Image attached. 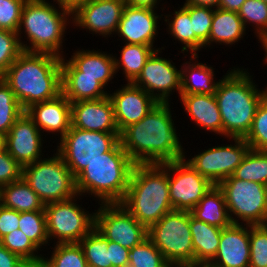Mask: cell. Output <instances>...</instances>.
<instances>
[{
    "instance_id": "cb8c5ba5",
    "label": "cell",
    "mask_w": 267,
    "mask_h": 267,
    "mask_svg": "<svg viewBox=\"0 0 267 267\" xmlns=\"http://www.w3.org/2000/svg\"><path fill=\"white\" fill-rule=\"evenodd\" d=\"M184 110L200 129L223 136V122L214 94H180Z\"/></svg>"
},
{
    "instance_id": "7bdbcfd3",
    "label": "cell",
    "mask_w": 267,
    "mask_h": 267,
    "mask_svg": "<svg viewBox=\"0 0 267 267\" xmlns=\"http://www.w3.org/2000/svg\"><path fill=\"white\" fill-rule=\"evenodd\" d=\"M190 14L192 30L195 36L208 47V38L211 30L214 9L210 7L182 5Z\"/></svg>"
},
{
    "instance_id": "816d5d0a",
    "label": "cell",
    "mask_w": 267,
    "mask_h": 267,
    "mask_svg": "<svg viewBox=\"0 0 267 267\" xmlns=\"http://www.w3.org/2000/svg\"><path fill=\"white\" fill-rule=\"evenodd\" d=\"M246 0H220L219 8L226 11L238 12Z\"/></svg>"
},
{
    "instance_id": "60d3db41",
    "label": "cell",
    "mask_w": 267,
    "mask_h": 267,
    "mask_svg": "<svg viewBox=\"0 0 267 267\" xmlns=\"http://www.w3.org/2000/svg\"><path fill=\"white\" fill-rule=\"evenodd\" d=\"M250 149L267 151V97L259 103L251 130L244 138Z\"/></svg>"
},
{
    "instance_id": "9f6ffc18",
    "label": "cell",
    "mask_w": 267,
    "mask_h": 267,
    "mask_svg": "<svg viewBox=\"0 0 267 267\" xmlns=\"http://www.w3.org/2000/svg\"><path fill=\"white\" fill-rule=\"evenodd\" d=\"M181 267H212L209 264H193V265H186Z\"/></svg>"
},
{
    "instance_id": "11a10c76",
    "label": "cell",
    "mask_w": 267,
    "mask_h": 267,
    "mask_svg": "<svg viewBox=\"0 0 267 267\" xmlns=\"http://www.w3.org/2000/svg\"><path fill=\"white\" fill-rule=\"evenodd\" d=\"M5 150V136L0 134V153Z\"/></svg>"
},
{
    "instance_id": "5bb4252c",
    "label": "cell",
    "mask_w": 267,
    "mask_h": 267,
    "mask_svg": "<svg viewBox=\"0 0 267 267\" xmlns=\"http://www.w3.org/2000/svg\"><path fill=\"white\" fill-rule=\"evenodd\" d=\"M234 144L219 145L194 155L186 160L200 175L213 185L233 175L250 149L244 138H228Z\"/></svg>"
},
{
    "instance_id": "f546056e",
    "label": "cell",
    "mask_w": 267,
    "mask_h": 267,
    "mask_svg": "<svg viewBox=\"0 0 267 267\" xmlns=\"http://www.w3.org/2000/svg\"><path fill=\"white\" fill-rule=\"evenodd\" d=\"M172 15H174V17ZM172 15H164V21L166 23L168 22V34L172 35L174 40L177 39L182 45L184 44V46H181V53L187 52L188 54V51H190L189 53H191V55L198 54L197 51L204 48V44L195 36L192 30V21L189 12L182 6L179 10H175ZM169 17L173 19L171 20Z\"/></svg>"
},
{
    "instance_id": "7a4b0ae2",
    "label": "cell",
    "mask_w": 267,
    "mask_h": 267,
    "mask_svg": "<svg viewBox=\"0 0 267 267\" xmlns=\"http://www.w3.org/2000/svg\"><path fill=\"white\" fill-rule=\"evenodd\" d=\"M0 77L24 111L62 94L61 57L50 53L23 51Z\"/></svg>"
},
{
    "instance_id": "8992f818",
    "label": "cell",
    "mask_w": 267,
    "mask_h": 267,
    "mask_svg": "<svg viewBox=\"0 0 267 267\" xmlns=\"http://www.w3.org/2000/svg\"><path fill=\"white\" fill-rule=\"evenodd\" d=\"M69 20L72 21L71 13L60 7L57 8L47 0L26 1L17 31L23 51L50 53L64 57L62 44ZM22 30L27 35L30 45L27 41L22 42Z\"/></svg>"
},
{
    "instance_id": "c3c4849f",
    "label": "cell",
    "mask_w": 267,
    "mask_h": 267,
    "mask_svg": "<svg viewBox=\"0 0 267 267\" xmlns=\"http://www.w3.org/2000/svg\"><path fill=\"white\" fill-rule=\"evenodd\" d=\"M107 249H109V262L112 263V267H128L130 249L110 240H108Z\"/></svg>"
},
{
    "instance_id": "8fae6325",
    "label": "cell",
    "mask_w": 267,
    "mask_h": 267,
    "mask_svg": "<svg viewBox=\"0 0 267 267\" xmlns=\"http://www.w3.org/2000/svg\"><path fill=\"white\" fill-rule=\"evenodd\" d=\"M80 197L77 194L70 199L45 205L49 241L53 238L57 239V244L78 243L95 227V212L90 214L77 204Z\"/></svg>"
},
{
    "instance_id": "ee69618b",
    "label": "cell",
    "mask_w": 267,
    "mask_h": 267,
    "mask_svg": "<svg viewBox=\"0 0 267 267\" xmlns=\"http://www.w3.org/2000/svg\"><path fill=\"white\" fill-rule=\"evenodd\" d=\"M23 52L18 34L0 29V76Z\"/></svg>"
},
{
    "instance_id": "4fadbf2b",
    "label": "cell",
    "mask_w": 267,
    "mask_h": 267,
    "mask_svg": "<svg viewBox=\"0 0 267 267\" xmlns=\"http://www.w3.org/2000/svg\"><path fill=\"white\" fill-rule=\"evenodd\" d=\"M95 228L106 239L128 249L148 237L147 228L121 203L100 204L95 212Z\"/></svg>"
},
{
    "instance_id": "681fc988",
    "label": "cell",
    "mask_w": 267,
    "mask_h": 267,
    "mask_svg": "<svg viewBox=\"0 0 267 267\" xmlns=\"http://www.w3.org/2000/svg\"><path fill=\"white\" fill-rule=\"evenodd\" d=\"M18 255L10 252L0 242V267H28Z\"/></svg>"
},
{
    "instance_id": "7dc6e473",
    "label": "cell",
    "mask_w": 267,
    "mask_h": 267,
    "mask_svg": "<svg viewBox=\"0 0 267 267\" xmlns=\"http://www.w3.org/2000/svg\"><path fill=\"white\" fill-rule=\"evenodd\" d=\"M20 212L0 204V239L6 234L19 229Z\"/></svg>"
},
{
    "instance_id": "4316f807",
    "label": "cell",
    "mask_w": 267,
    "mask_h": 267,
    "mask_svg": "<svg viewBox=\"0 0 267 267\" xmlns=\"http://www.w3.org/2000/svg\"><path fill=\"white\" fill-rule=\"evenodd\" d=\"M190 212L194 218L211 226L226 228L232 224L224 194L218 185L211 187Z\"/></svg>"
},
{
    "instance_id": "1f68e13d",
    "label": "cell",
    "mask_w": 267,
    "mask_h": 267,
    "mask_svg": "<svg viewBox=\"0 0 267 267\" xmlns=\"http://www.w3.org/2000/svg\"><path fill=\"white\" fill-rule=\"evenodd\" d=\"M155 48L148 45L125 43L120 51L121 57L117 59L114 56L116 73L122 67L120 70H123L126 81L132 83L141 73L147 59L157 50Z\"/></svg>"
},
{
    "instance_id": "484cf974",
    "label": "cell",
    "mask_w": 267,
    "mask_h": 267,
    "mask_svg": "<svg viewBox=\"0 0 267 267\" xmlns=\"http://www.w3.org/2000/svg\"><path fill=\"white\" fill-rule=\"evenodd\" d=\"M189 226L194 249V264H208L219 247L222 228L197 220L189 212Z\"/></svg>"
},
{
    "instance_id": "603a6c76",
    "label": "cell",
    "mask_w": 267,
    "mask_h": 267,
    "mask_svg": "<svg viewBox=\"0 0 267 267\" xmlns=\"http://www.w3.org/2000/svg\"><path fill=\"white\" fill-rule=\"evenodd\" d=\"M37 128L45 132L60 134L61 139L71 127V102L60 94L55 99L36 103L26 110Z\"/></svg>"
},
{
    "instance_id": "7c38bea8",
    "label": "cell",
    "mask_w": 267,
    "mask_h": 267,
    "mask_svg": "<svg viewBox=\"0 0 267 267\" xmlns=\"http://www.w3.org/2000/svg\"><path fill=\"white\" fill-rule=\"evenodd\" d=\"M161 165L168 171L169 198L173 210L190 212L214 186L189 165L186 157Z\"/></svg>"
},
{
    "instance_id": "f1b7e54d",
    "label": "cell",
    "mask_w": 267,
    "mask_h": 267,
    "mask_svg": "<svg viewBox=\"0 0 267 267\" xmlns=\"http://www.w3.org/2000/svg\"><path fill=\"white\" fill-rule=\"evenodd\" d=\"M0 204L20 213L44 210L45 207L23 177L0 187Z\"/></svg>"
},
{
    "instance_id": "52a82bcc",
    "label": "cell",
    "mask_w": 267,
    "mask_h": 267,
    "mask_svg": "<svg viewBox=\"0 0 267 267\" xmlns=\"http://www.w3.org/2000/svg\"><path fill=\"white\" fill-rule=\"evenodd\" d=\"M150 241L172 267L194 264L189 211L172 210L147 229Z\"/></svg>"
},
{
    "instance_id": "6da1fadb",
    "label": "cell",
    "mask_w": 267,
    "mask_h": 267,
    "mask_svg": "<svg viewBox=\"0 0 267 267\" xmlns=\"http://www.w3.org/2000/svg\"><path fill=\"white\" fill-rule=\"evenodd\" d=\"M169 104L158 103L120 132V144L135 164H162L185 157Z\"/></svg>"
},
{
    "instance_id": "f5cc1de1",
    "label": "cell",
    "mask_w": 267,
    "mask_h": 267,
    "mask_svg": "<svg viewBox=\"0 0 267 267\" xmlns=\"http://www.w3.org/2000/svg\"><path fill=\"white\" fill-rule=\"evenodd\" d=\"M126 4L133 7H147L156 9L160 3L158 0H125Z\"/></svg>"
},
{
    "instance_id": "2e32d148",
    "label": "cell",
    "mask_w": 267,
    "mask_h": 267,
    "mask_svg": "<svg viewBox=\"0 0 267 267\" xmlns=\"http://www.w3.org/2000/svg\"><path fill=\"white\" fill-rule=\"evenodd\" d=\"M125 5V0H87L72 14V24L91 34L110 37L116 34Z\"/></svg>"
},
{
    "instance_id": "e575fe53",
    "label": "cell",
    "mask_w": 267,
    "mask_h": 267,
    "mask_svg": "<svg viewBox=\"0 0 267 267\" xmlns=\"http://www.w3.org/2000/svg\"><path fill=\"white\" fill-rule=\"evenodd\" d=\"M0 242L10 252L18 255L29 266L41 265L44 256L37 254L40 249L20 229L6 234L0 239Z\"/></svg>"
},
{
    "instance_id": "d590c367",
    "label": "cell",
    "mask_w": 267,
    "mask_h": 267,
    "mask_svg": "<svg viewBox=\"0 0 267 267\" xmlns=\"http://www.w3.org/2000/svg\"><path fill=\"white\" fill-rule=\"evenodd\" d=\"M50 258L43 257L40 267H88L79 243H56Z\"/></svg>"
},
{
    "instance_id": "5b68a950",
    "label": "cell",
    "mask_w": 267,
    "mask_h": 267,
    "mask_svg": "<svg viewBox=\"0 0 267 267\" xmlns=\"http://www.w3.org/2000/svg\"><path fill=\"white\" fill-rule=\"evenodd\" d=\"M121 204L147 229L173 210L168 171L161 164H135Z\"/></svg>"
},
{
    "instance_id": "836d02e7",
    "label": "cell",
    "mask_w": 267,
    "mask_h": 267,
    "mask_svg": "<svg viewBox=\"0 0 267 267\" xmlns=\"http://www.w3.org/2000/svg\"><path fill=\"white\" fill-rule=\"evenodd\" d=\"M88 267H112L109 262L108 239L94 227L79 242Z\"/></svg>"
},
{
    "instance_id": "ffe728a7",
    "label": "cell",
    "mask_w": 267,
    "mask_h": 267,
    "mask_svg": "<svg viewBox=\"0 0 267 267\" xmlns=\"http://www.w3.org/2000/svg\"><path fill=\"white\" fill-rule=\"evenodd\" d=\"M72 58H61V76H90L104 87L116 77L115 57L107 52L79 50L71 55Z\"/></svg>"
},
{
    "instance_id": "74e56055",
    "label": "cell",
    "mask_w": 267,
    "mask_h": 267,
    "mask_svg": "<svg viewBox=\"0 0 267 267\" xmlns=\"http://www.w3.org/2000/svg\"><path fill=\"white\" fill-rule=\"evenodd\" d=\"M18 226L40 250L41 247L48 244L49 239L44 210L21 212Z\"/></svg>"
},
{
    "instance_id": "f35d334b",
    "label": "cell",
    "mask_w": 267,
    "mask_h": 267,
    "mask_svg": "<svg viewBox=\"0 0 267 267\" xmlns=\"http://www.w3.org/2000/svg\"><path fill=\"white\" fill-rule=\"evenodd\" d=\"M24 112L11 88L0 77V134L5 136Z\"/></svg>"
},
{
    "instance_id": "83f0119b",
    "label": "cell",
    "mask_w": 267,
    "mask_h": 267,
    "mask_svg": "<svg viewBox=\"0 0 267 267\" xmlns=\"http://www.w3.org/2000/svg\"><path fill=\"white\" fill-rule=\"evenodd\" d=\"M246 28L237 12L214 9L208 47L213 44L233 45L243 39Z\"/></svg>"
},
{
    "instance_id": "f907efd6",
    "label": "cell",
    "mask_w": 267,
    "mask_h": 267,
    "mask_svg": "<svg viewBox=\"0 0 267 267\" xmlns=\"http://www.w3.org/2000/svg\"><path fill=\"white\" fill-rule=\"evenodd\" d=\"M61 9L75 13L87 0H53Z\"/></svg>"
},
{
    "instance_id": "f6af8a7d",
    "label": "cell",
    "mask_w": 267,
    "mask_h": 267,
    "mask_svg": "<svg viewBox=\"0 0 267 267\" xmlns=\"http://www.w3.org/2000/svg\"><path fill=\"white\" fill-rule=\"evenodd\" d=\"M26 0H0V29L17 33Z\"/></svg>"
},
{
    "instance_id": "d6a6232c",
    "label": "cell",
    "mask_w": 267,
    "mask_h": 267,
    "mask_svg": "<svg viewBox=\"0 0 267 267\" xmlns=\"http://www.w3.org/2000/svg\"><path fill=\"white\" fill-rule=\"evenodd\" d=\"M233 176L267 186V151L249 149Z\"/></svg>"
},
{
    "instance_id": "ab89813d",
    "label": "cell",
    "mask_w": 267,
    "mask_h": 267,
    "mask_svg": "<svg viewBox=\"0 0 267 267\" xmlns=\"http://www.w3.org/2000/svg\"><path fill=\"white\" fill-rule=\"evenodd\" d=\"M128 267H172L147 237L130 249Z\"/></svg>"
},
{
    "instance_id": "4dcf8cb0",
    "label": "cell",
    "mask_w": 267,
    "mask_h": 267,
    "mask_svg": "<svg viewBox=\"0 0 267 267\" xmlns=\"http://www.w3.org/2000/svg\"><path fill=\"white\" fill-rule=\"evenodd\" d=\"M62 94L71 102L105 98L108 91L90 76H61ZM105 90V91H104Z\"/></svg>"
},
{
    "instance_id": "3957f363",
    "label": "cell",
    "mask_w": 267,
    "mask_h": 267,
    "mask_svg": "<svg viewBox=\"0 0 267 267\" xmlns=\"http://www.w3.org/2000/svg\"><path fill=\"white\" fill-rule=\"evenodd\" d=\"M233 68L219 79L214 95L223 122V136L245 138L251 130L256 109L266 96V90L257 89L246 69Z\"/></svg>"
},
{
    "instance_id": "277c9868",
    "label": "cell",
    "mask_w": 267,
    "mask_h": 267,
    "mask_svg": "<svg viewBox=\"0 0 267 267\" xmlns=\"http://www.w3.org/2000/svg\"><path fill=\"white\" fill-rule=\"evenodd\" d=\"M134 166L119 141L75 177L76 192L81 196L93 195L99 205L121 203Z\"/></svg>"
},
{
    "instance_id": "d6986e66",
    "label": "cell",
    "mask_w": 267,
    "mask_h": 267,
    "mask_svg": "<svg viewBox=\"0 0 267 267\" xmlns=\"http://www.w3.org/2000/svg\"><path fill=\"white\" fill-rule=\"evenodd\" d=\"M158 15L155 9L125 5L116 34L126 44H142L154 47L159 29Z\"/></svg>"
},
{
    "instance_id": "30bf717a",
    "label": "cell",
    "mask_w": 267,
    "mask_h": 267,
    "mask_svg": "<svg viewBox=\"0 0 267 267\" xmlns=\"http://www.w3.org/2000/svg\"><path fill=\"white\" fill-rule=\"evenodd\" d=\"M120 133L88 131L70 127L60 139L57 152L76 177L91 162L109 152L119 141Z\"/></svg>"
},
{
    "instance_id": "7402d4cb",
    "label": "cell",
    "mask_w": 267,
    "mask_h": 267,
    "mask_svg": "<svg viewBox=\"0 0 267 267\" xmlns=\"http://www.w3.org/2000/svg\"><path fill=\"white\" fill-rule=\"evenodd\" d=\"M249 263V225L232 223L222 228L216 256L208 264L212 267H249Z\"/></svg>"
},
{
    "instance_id": "8d00e7d4",
    "label": "cell",
    "mask_w": 267,
    "mask_h": 267,
    "mask_svg": "<svg viewBox=\"0 0 267 267\" xmlns=\"http://www.w3.org/2000/svg\"><path fill=\"white\" fill-rule=\"evenodd\" d=\"M245 28L252 25L258 41L267 37V2L262 0H246L237 12ZM255 25V26H254Z\"/></svg>"
},
{
    "instance_id": "ac0fdd59",
    "label": "cell",
    "mask_w": 267,
    "mask_h": 267,
    "mask_svg": "<svg viewBox=\"0 0 267 267\" xmlns=\"http://www.w3.org/2000/svg\"><path fill=\"white\" fill-rule=\"evenodd\" d=\"M108 96L113 104L119 132L139 122L159 103L142 88L130 82L112 93L109 91Z\"/></svg>"
},
{
    "instance_id": "680465c9",
    "label": "cell",
    "mask_w": 267,
    "mask_h": 267,
    "mask_svg": "<svg viewBox=\"0 0 267 267\" xmlns=\"http://www.w3.org/2000/svg\"><path fill=\"white\" fill-rule=\"evenodd\" d=\"M264 51H265V57L263 58V59H265V60H263L265 63L264 64H267V49H263Z\"/></svg>"
},
{
    "instance_id": "d4e9b609",
    "label": "cell",
    "mask_w": 267,
    "mask_h": 267,
    "mask_svg": "<svg viewBox=\"0 0 267 267\" xmlns=\"http://www.w3.org/2000/svg\"><path fill=\"white\" fill-rule=\"evenodd\" d=\"M190 57V61L181 65V94H215L219 80H213L214 68L198 63V54ZM191 60L196 61L191 62Z\"/></svg>"
},
{
    "instance_id": "6f0895ef",
    "label": "cell",
    "mask_w": 267,
    "mask_h": 267,
    "mask_svg": "<svg viewBox=\"0 0 267 267\" xmlns=\"http://www.w3.org/2000/svg\"><path fill=\"white\" fill-rule=\"evenodd\" d=\"M260 43H261L263 49H267V37L265 39L261 40Z\"/></svg>"
},
{
    "instance_id": "e0dca14e",
    "label": "cell",
    "mask_w": 267,
    "mask_h": 267,
    "mask_svg": "<svg viewBox=\"0 0 267 267\" xmlns=\"http://www.w3.org/2000/svg\"><path fill=\"white\" fill-rule=\"evenodd\" d=\"M41 133L25 111L5 135V150L21 167L34 163L44 154Z\"/></svg>"
},
{
    "instance_id": "44dd1931",
    "label": "cell",
    "mask_w": 267,
    "mask_h": 267,
    "mask_svg": "<svg viewBox=\"0 0 267 267\" xmlns=\"http://www.w3.org/2000/svg\"><path fill=\"white\" fill-rule=\"evenodd\" d=\"M71 127L96 132L120 133L109 96L71 103Z\"/></svg>"
},
{
    "instance_id": "9c48e42d",
    "label": "cell",
    "mask_w": 267,
    "mask_h": 267,
    "mask_svg": "<svg viewBox=\"0 0 267 267\" xmlns=\"http://www.w3.org/2000/svg\"><path fill=\"white\" fill-rule=\"evenodd\" d=\"M218 187L224 194L233 224H267V186L232 175L221 181Z\"/></svg>"
},
{
    "instance_id": "ba28073f",
    "label": "cell",
    "mask_w": 267,
    "mask_h": 267,
    "mask_svg": "<svg viewBox=\"0 0 267 267\" xmlns=\"http://www.w3.org/2000/svg\"><path fill=\"white\" fill-rule=\"evenodd\" d=\"M22 177L44 205L77 195L75 177L57 151L53 157L23 166Z\"/></svg>"
},
{
    "instance_id": "9a60e30c",
    "label": "cell",
    "mask_w": 267,
    "mask_h": 267,
    "mask_svg": "<svg viewBox=\"0 0 267 267\" xmlns=\"http://www.w3.org/2000/svg\"><path fill=\"white\" fill-rule=\"evenodd\" d=\"M157 48L147 59L141 73L132 82L142 88L159 103H169L172 92L181 94V69L178 70L172 60L160 57L162 49Z\"/></svg>"
},
{
    "instance_id": "bcb514c9",
    "label": "cell",
    "mask_w": 267,
    "mask_h": 267,
    "mask_svg": "<svg viewBox=\"0 0 267 267\" xmlns=\"http://www.w3.org/2000/svg\"><path fill=\"white\" fill-rule=\"evenodd\" d=\"M22 177V167L3 150L0 153V187L19 180Z\"/></svg>"
},
{
    "instance_id": "db71d44e",
    "label": "cell",
    "mask_w": 267,
    "mask_h": 267,
    "mask_svg": "<svg viewBox=\"0 0 267 267\" xmlns=\"http://www.w3.org/2000/svg\"><path fill=\"white\" fill-rule=\"evenodd\" d=\"M220 0H186L184 4L210 7L213 9L219 8Z\"/></svg>"
},
{
    "instance_id": "b9f144b4",
    "label": "cell",
    "mask_w": 267,
    "mask_h": 267,
    "mask_svg": "<svg viewBox=\"0 0 267 267\" xmlns=\"http://www.w3.org/2000/svg\"><path fill=\"white\" fill-rule=\"evenodd\" d=\"M249 267H267V224L249 225Z\"/></svg>"
}]
</instances>
